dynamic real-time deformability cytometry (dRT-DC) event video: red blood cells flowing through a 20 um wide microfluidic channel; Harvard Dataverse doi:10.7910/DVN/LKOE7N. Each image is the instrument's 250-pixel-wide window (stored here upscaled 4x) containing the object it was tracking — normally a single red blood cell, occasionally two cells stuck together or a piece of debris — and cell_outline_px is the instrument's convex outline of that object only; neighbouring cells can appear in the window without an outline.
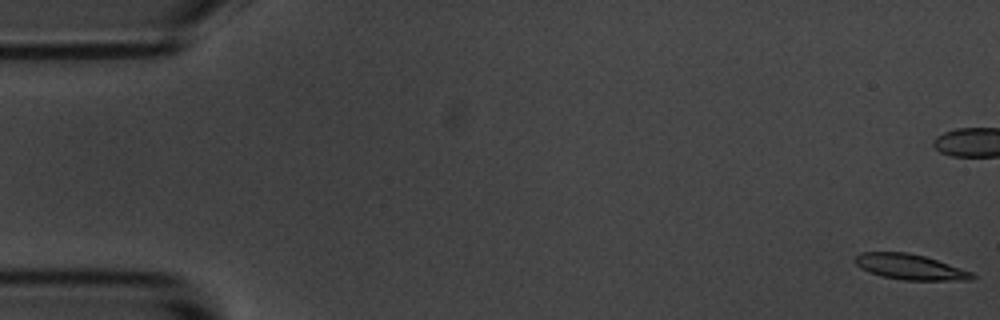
{"species": "common noctule bat (a hibernating species)", "species_latin": "Nyctalus noctula", "temperature_condition": "room temperature", "stored_images_in_passage": 56, "camera_frame_rate_fps": 3000, "um_per_image_px": 0.085, "animal": {"sex": "male", "body_mass_g": 20.1, "forearm_length_mm": 53.5}, "frame": {"image": 1, "passage_image": 1, "time_ms": 0.0, "image_size_px": [1000, 320], "cell_outline_px": [[976, 276], [972, 280], [904, 280], [880, 276], [860, 268], [852, 260], [860, 252], [908, 252], [924, 256], [972, 272]], "centroid_in_image_um": [77.31, 22.69], "position_along_channel_um": 7.7, "area_um2": 17.34}}
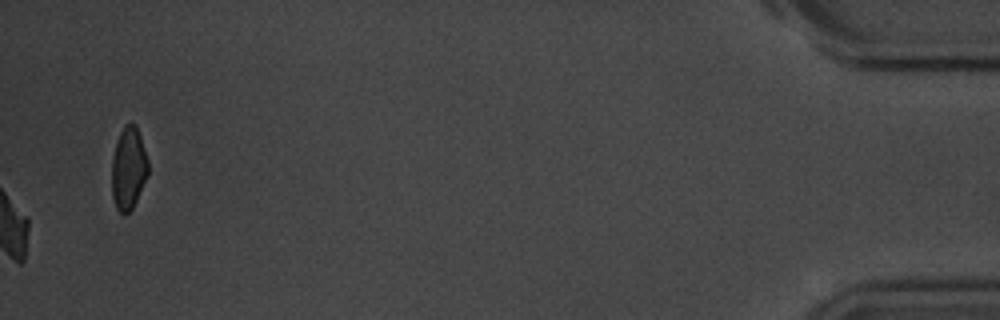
{"frame": {"image": 2, "passage_image": 56, "time_ms": 18.333, "image_size_px": [1000, 320], "cell_outline_px": [[148, 176], [132, 208], [124, 216], [116, 208], [112, 196], [112, 160], [116, 144], [120, 132], [124, 124], [136, 124], [148, 160]], "centroid_in_image_um": [10.92, 14.32], "position_along_channel_um": 424.3, "area_um2": 17.4}, "authors_computed_cell_mechanics": {"area_um2": 17.7735, "velocity_mm_per_s": 3.6467, "shape_relaxation_time_tau1_ms": 3.9946, "shape_relaxation_time_tau2_ms": null, "deformation_change_tau1": 0.1155, "deformation_change_tau2": null}}